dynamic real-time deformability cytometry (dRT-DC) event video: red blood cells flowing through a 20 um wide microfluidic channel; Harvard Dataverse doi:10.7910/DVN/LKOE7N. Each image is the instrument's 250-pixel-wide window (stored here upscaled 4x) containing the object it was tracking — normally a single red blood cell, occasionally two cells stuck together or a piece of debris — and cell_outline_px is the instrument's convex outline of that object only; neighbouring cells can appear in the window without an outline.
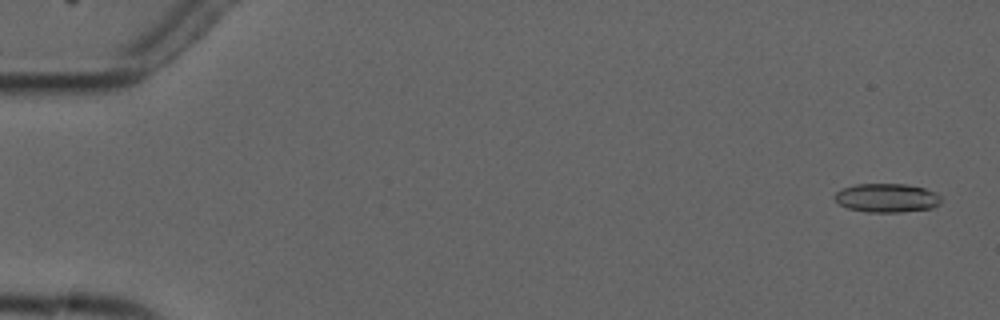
{"species": "common noctule bat (a hibernating species)", "species_latin": "Nyctalus noctula", "temperature_condition": "cold", "stored_images_in_passage": 5, "camera_frame_rate_fps": 3000, "um_per_image_px": 0.085, "animal": {"sex": "male", "forearm_length_mm": 52.5}, "frame": {"image": 1, "passage_image": 1, "time_ms": 0.0, "image_size_px": [1000, 320], "cell_outline_px": [[940, 204], [932, 208], [900, 212], [864, 212], [848, 208], [840, 204], [836, 200], [836, 192], [844, 188], [856, 184], [904, 184], [924, 188], [936, 192], [940, 196]], "centroid_in_image_um": [75.4, 16.83], "position_along_channel_um": 9.6, "area_um2": 17.74}}
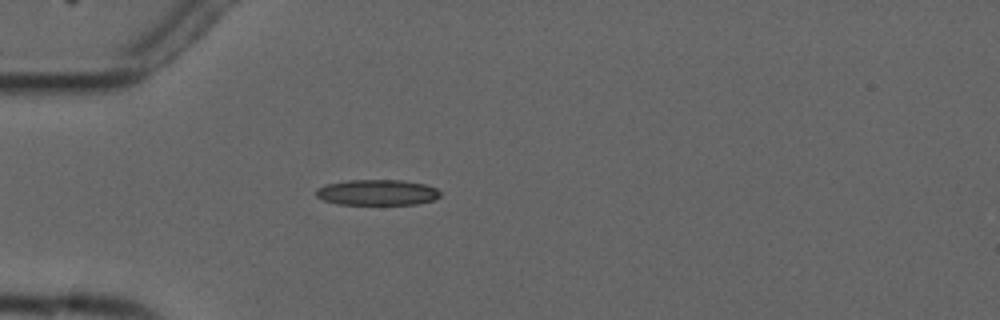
{"frame": {"image": 2, "passage_image": 5, "time_ms": 4.667, "image_size_px": [1000, 320], "cell_outline_px": [[440, 196], [432, 200], [416, 204], [336, 204], [324, 200], [316, 196], [316, 188], [328, 184], [348, 180], [400, 180], [428, 184], [436, 188], [440, 192]], "centroid_in_image_um": [32.07, 16.35], "position_along_channel_um": 52.9, "area_um2": 18.55}}